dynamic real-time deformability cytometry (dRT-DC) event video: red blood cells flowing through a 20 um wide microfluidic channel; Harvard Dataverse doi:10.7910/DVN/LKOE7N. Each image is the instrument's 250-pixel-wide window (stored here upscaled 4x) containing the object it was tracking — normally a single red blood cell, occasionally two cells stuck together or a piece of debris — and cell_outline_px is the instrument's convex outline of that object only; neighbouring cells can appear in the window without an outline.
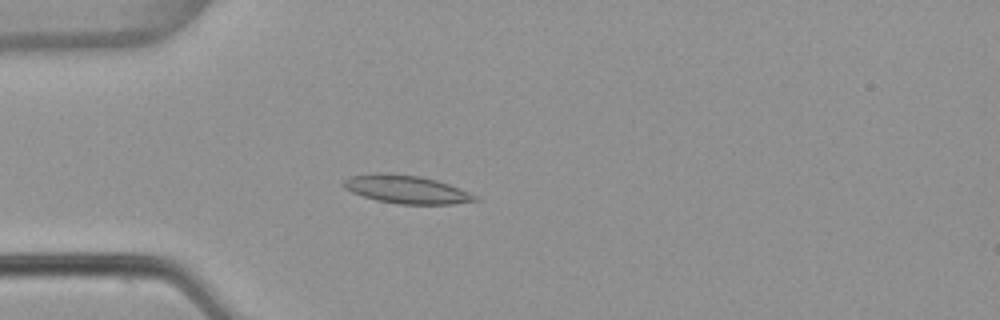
{"species": "common noctule bat (a hibernating species)", "species_latin": "Nyctalus noctula", "temperature_condition": "warm", "stored_images_in_passage": 4, "camera_frame_rate_fps": 3000, "um_per_image_px": 0.085, "animal": {"sex": "female", "body_mass_g": 22.7, "forearm_length_mm": 54.2}, "frame": {"image": 1, "passage_image": 3, "time_ms": 0.667, "image_size_px": [1000, 320], "cell_outline_px": [[480, 200], [452, 204], [400, 204], [376, 200], [352, 192], [344, 188], [340, 184], [348, 176], [376, 172], [388, 172], [420, 176], [436, 180], [460, 188], [476, 196]], "centroid_in_image_um": [34.49, 16.08], "position_along_channel_um": 50.5, "area_um2": 21.73}}